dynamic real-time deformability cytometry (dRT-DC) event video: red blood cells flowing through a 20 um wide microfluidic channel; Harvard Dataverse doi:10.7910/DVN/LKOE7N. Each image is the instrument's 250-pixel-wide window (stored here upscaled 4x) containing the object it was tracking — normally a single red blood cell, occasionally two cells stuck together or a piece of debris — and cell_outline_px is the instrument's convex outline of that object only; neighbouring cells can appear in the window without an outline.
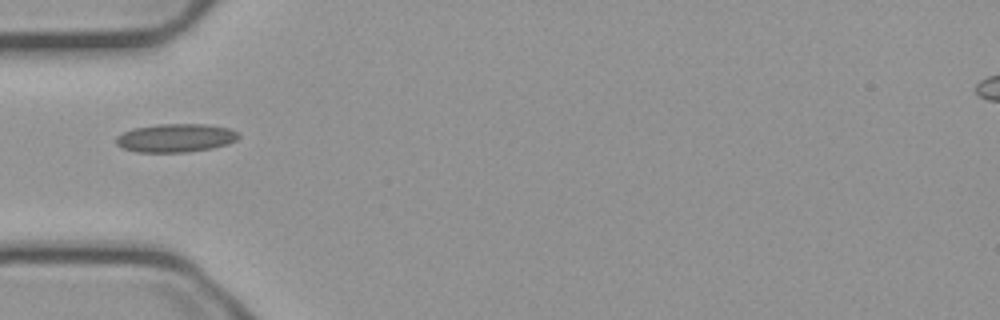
{"species": "common noctule bat (a hibernating species)", "species_latin": "Nyctalus noctula", "temperature_condition": "cold", "stored_images_in_passage": 34, "camera_frame_rate_fps": 3000, "um_per_image_px": 0.085, "animal": {"sex": "male", "body_mass_g": 23.1, "forearm_length_mm": 52.7}, "frame": {"image": 1, "passage_image": 1, "time_ms": 0.0, "image_size_px": [1000, 320], "cell_outline_px": [[240, 136], [236, 140], [228, 144], [212, 148], [188, 152], [136, 152], [124, 148], [116, 144], [116, 136], [132, 128], [156, 124], [204, 124], [228, 128], [236, 132]], "centroid_in_image_um": [14.91, 11.72], "position_along_channel_um": 70.1, "area_um2": 20.29}}
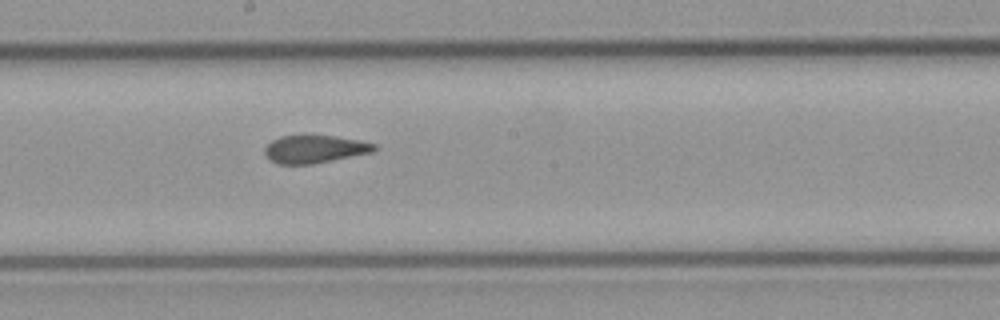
{"frame": {"image": 2, "passage_image": 13, "time_ms": 4.0, "image_size_px": [1000, 320], "cell_outline_px": [[376, 148], [372, 152], [312, 164], [276, 164], [264, 152], [264, 148], [272, 140], [280, 136], [332, 136], [356, 140], [376, 144]], "centroid_in_image_um": [26.71, 12.68], "position_along_channel_um": 221.5, "area_um2": 17.34}}
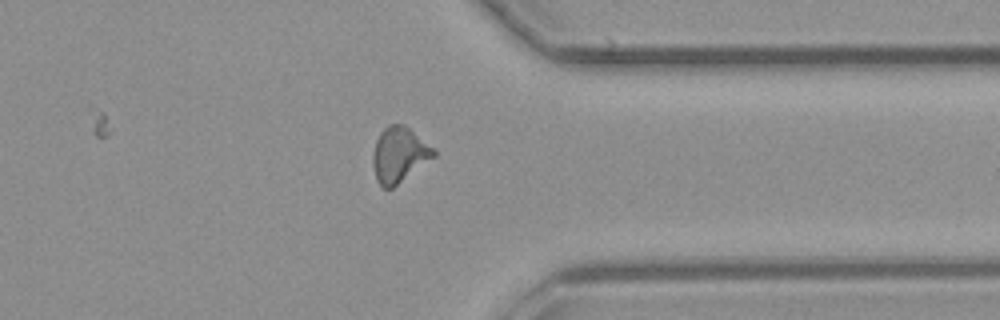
{"frame": {"image": 3, "passage_image": 26, "time_ms": 8.333, "image_size_px": [1000, 320], "cell_outline_px": [[436, 156], [392, 188], [384, 188], [376, 180], [372, 164], [372, 152], [376, 140], [380, 132], [388, 124], [404, 124], [436, 148]], "centroid_in_image_um": [33.94, 13.13], "position_along_channel_um": 377.5, "area_um2": 19.83}, "authors_computed_cell_mechanics": {"area_um2": 18.3804, "velocity_mm_per_s": 3.753, "shape_relaxation_time_tau1_ms": null, "shape_relaxation_time_tau2_ms": 0.2662, "deformation_change_tau1": null, "deformation_change_tau2": 0.043}}